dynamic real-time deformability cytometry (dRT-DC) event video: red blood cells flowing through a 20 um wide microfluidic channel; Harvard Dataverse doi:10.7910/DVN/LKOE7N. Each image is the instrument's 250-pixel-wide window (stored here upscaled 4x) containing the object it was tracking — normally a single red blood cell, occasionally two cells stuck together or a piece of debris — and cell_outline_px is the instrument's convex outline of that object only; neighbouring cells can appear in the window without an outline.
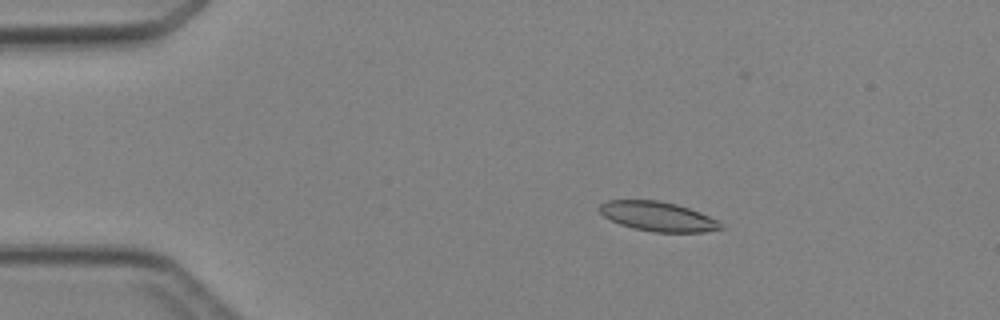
{"species": "Egyptian fruit bat (a non-hibernating species)", "species_latin": "Rousettus aegyptiacus", "temperature_condition": "cold", "stored_images_in_passage": 5, "camera_frame_rate_fps": 3000, "um_per_image_px": 0.085, "animal": {"sex": "female"}, "frame": {"image": 1, "passage_image": 2, "time_ms": 1.0, "image_size_px": [1000, 320], "cell_outline_px": [[724, 228], [704, 232], [656, 232], [636, 228], [620, 224], [604, 216], [600, 212], [600, 204], [608, 200], [660, 200], [676, 204], [700, 212], [720, 220], [724, 224]], "centroid_in_image_um": [55.99, 18.39], "position_along_channel_um": 29.0, "area_um2": 20.81}}